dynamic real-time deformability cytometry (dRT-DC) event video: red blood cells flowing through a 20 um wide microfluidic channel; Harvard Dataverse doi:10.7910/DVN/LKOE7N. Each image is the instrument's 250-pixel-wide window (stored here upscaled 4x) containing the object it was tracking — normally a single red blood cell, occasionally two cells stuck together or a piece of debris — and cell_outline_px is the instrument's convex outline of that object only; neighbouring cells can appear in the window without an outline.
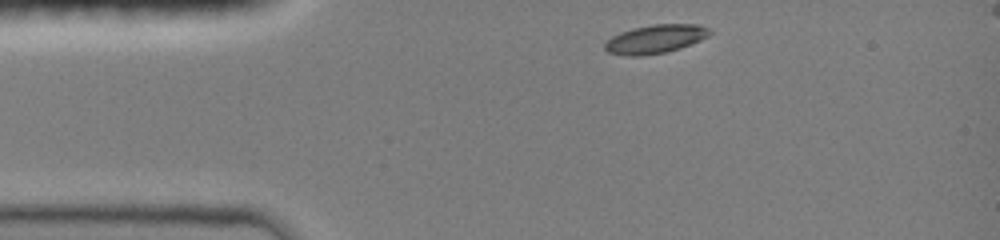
{"species": "common noctule bat (a hibernating species)", "species_latin": "Nyctalus noctula", "temperature_condition": "room temperature", "stored_images_in_passage": 35, "camera_frame_rate_fps": 3000, "um_per_image_px": 0.085, "animal": {"sex": "female", "body_mass_g": 19.0, "forearm_length_mm": 51.5}, "frame": {"image": 1, "passage_image": 1, "time_ms": 0.0, "image_size_px": [1000, 240], "cell_outline_px": [[712, 32], [708, 36], [700, 40], [680, 48], [664, 52], [640, 56], [628, 56], [608, 52], [604, 48], [604, 44], [612, 36], [620, 32], [632, 28], [652, 24], [696, 24], [708, 28]], "centroid_in_image_um": [55.69, 3.31], "position_along_channel_um": 29.3, "area_um2": 17.4}}
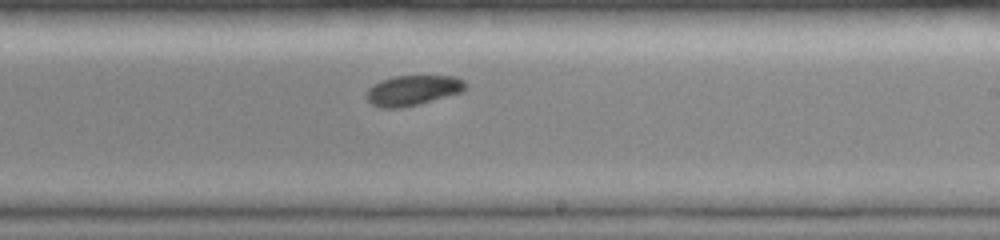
{"frame": {"image": 2, "passage_image": 21, "time_ms": 6.667, "image_size_px": [1000, 240], "cell_outline_px": [[468, 88], [464, 92], [420, 104], [400, 108], [380, 108], [372, 104], [368, 100], [368, 88], [380, 80], [396, 76], [456, 76], [464, 80], [468, 84]], "centroid_in_image_um": [35.17, 7.68], "position_along_channel_um": 253.8, "area_um2": 17.63}}
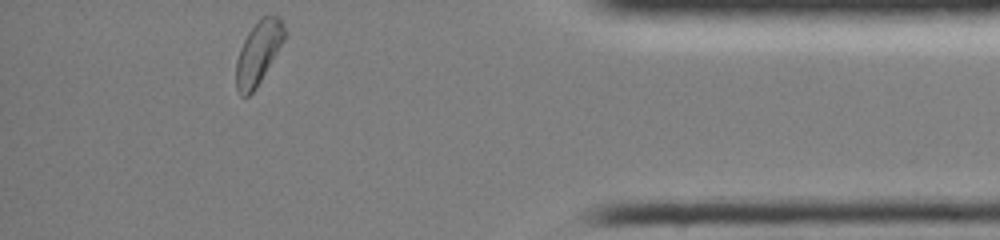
{"frame": {"image": 3, "passage_image": 35, "time_ms": 11.333, "image_size_px": [1000, 240], "cell_outline_px": [[288, 32], [284, 40], [256, 88], [248, 96], [240, 96], [236, 88], [236, 60], [240, 48], [248, 32], [260, 16], [280, 16]], "centroid_in_image_um": [21.97, 4.45], "position_along_channel_um": 413.2, "area_um2": 17.86}, "authors_computed_cell_mechanics": {"area_um2": 17.629, "velocity_mm_per_s": 3.9977, "shape_relaxation_time_tau1_ms": 2.2808, "shape_relaxation_time_tau2_ms": 8.7742, "deformation_change_tau1": 0.0932, "deformation_change_tau2": 0.1233}}